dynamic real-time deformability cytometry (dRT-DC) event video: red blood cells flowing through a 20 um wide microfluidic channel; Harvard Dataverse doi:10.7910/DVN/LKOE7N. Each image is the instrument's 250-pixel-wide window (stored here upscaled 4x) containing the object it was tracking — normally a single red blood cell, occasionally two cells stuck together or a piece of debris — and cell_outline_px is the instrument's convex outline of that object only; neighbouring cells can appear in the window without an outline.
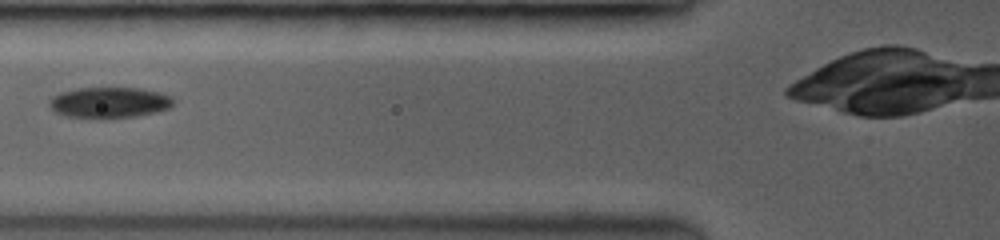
{"species": "common noctule bat (a hibernating species)", "species_latin": "Nyctalus noctula", "temperature_condition": "room temperature", "stored_images_in_passage": 4, "camera_frame_rate_fps": 3500, "um_per_image_px": 0.085, "animal": {"sex": "female", "body_mass_g": 19.0, "forearm_length_mm": 53.3}, "frame": {"image": 1, "passage_image": 2, "time_ms": 0.286, "image_size_px": [1000, 240], "cell_outline_px": [[172, 104], [168, 108], [136, 116], [68, 116], [56, 112], [52, 108], [52, 100], [56, 96], [64, 92], [80, 88], [140, 88], [156, 92], [168, 96], [172, 100]], "centroid_in_image_um": [9.33, 8.68], "position_along_channel_um": 116.5, "area_um2": 20.81}}